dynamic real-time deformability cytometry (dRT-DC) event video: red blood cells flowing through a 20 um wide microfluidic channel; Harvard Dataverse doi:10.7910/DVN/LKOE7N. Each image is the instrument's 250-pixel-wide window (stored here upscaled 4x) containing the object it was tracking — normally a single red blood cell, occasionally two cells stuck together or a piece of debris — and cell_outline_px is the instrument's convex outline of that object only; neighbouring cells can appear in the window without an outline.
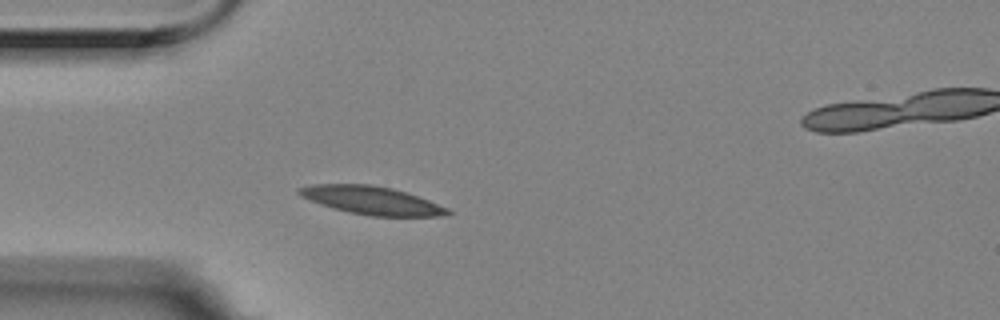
{"species": "Egyptian fruit bat (a non-hibernating species)", "species_latin": "Rousettus aegyptiacus", "temperature_condition": "room temperature", "stored_images_in_passage": 5, "camera_frame_rate_fps": 3000, "um_per_image_px": 0.085, "animal": {"sex": "female"}, "frame": {"image": 1, "passage_image": 4, "time_ms": 1.0, "image_size_px": [1000, 320], "cell_outline_px": [[452, 212], [440, 216], [372, 216], [348, 212], [332, 208], [320, 204], [300, 196], [296, 192], [296, 188], [312, 184], [368, 184], [392, 188], [428, 200], [448, 208]], "centroid_in_image_um": [31.52, 17.03], "position_along_channel_um": 53.5, "area_um2": 24.22}}